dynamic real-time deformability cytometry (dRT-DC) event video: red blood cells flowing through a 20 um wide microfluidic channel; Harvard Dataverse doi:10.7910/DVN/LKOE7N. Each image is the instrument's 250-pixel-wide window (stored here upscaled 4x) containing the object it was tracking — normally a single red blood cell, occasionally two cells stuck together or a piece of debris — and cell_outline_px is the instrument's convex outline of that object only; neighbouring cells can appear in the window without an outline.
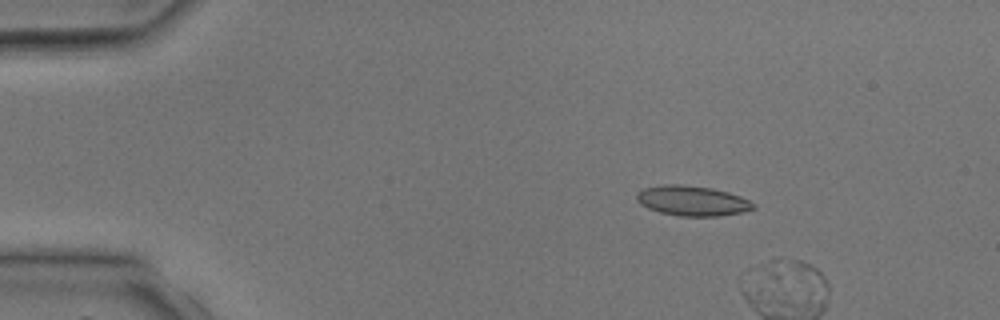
{"species": "common noctule bat (a hibernating species)", "species_latin": "Nyctalus noctula", "temperature_condition": "room temperature", "stored_images_in_passage": 3, "camera_frame_rate_fps": 3000, "um_per_image_px": 0.085, "animal": {"sex": "male", "body_mass_g": 17.9, "forearm_length_mm": 54.2}, "frame": {"image": 1, "passage_image": 1, "time_ms": 0.0, "image_size_px": [1000, 320], "cell_outline_px": [[756, 208], [744, 212], [720, 216], [680, 216], [660, 212], [648, 208], [640, 204], [636, 200], [636, 196], [644, 188], [664, 184], [680, 184], [712, 188], [728, 192], [740, 196], [756, 204]], "centroid_in_image_um": [58.87, 17.07], "position_along_channel_um": 26.1, "area_um2": 20.46}}